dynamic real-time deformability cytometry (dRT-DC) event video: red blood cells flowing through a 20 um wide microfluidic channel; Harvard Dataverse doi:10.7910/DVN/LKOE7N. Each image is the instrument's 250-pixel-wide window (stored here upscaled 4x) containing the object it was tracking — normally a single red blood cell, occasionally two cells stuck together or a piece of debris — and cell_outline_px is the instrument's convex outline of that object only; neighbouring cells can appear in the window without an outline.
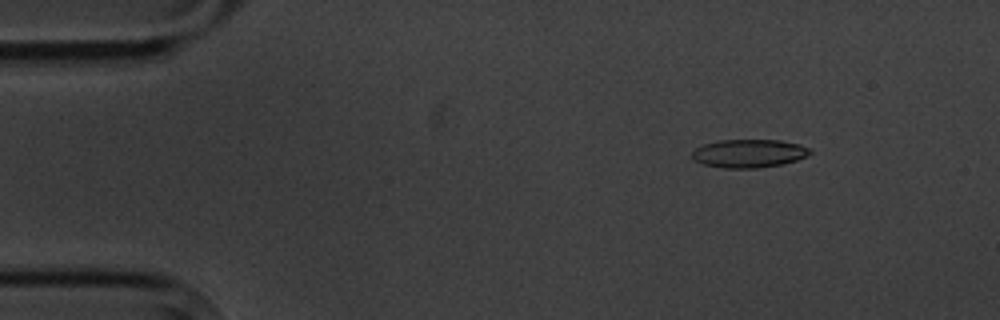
{"species": "common noctule bat (a hibernating species)", "species_latin": "Nyctalus noctula", "temperature_condition": "cold", "stored_images_in_passage": 7, "camera_frame_rate_fps": 3000, "um_per_image_px": 0.085, "animal": {"sex": "male", "body_mass_g": 20.1, "forearm_length_mm": 53.5}, "frame": {"image": 1, "passage_image": 2, "time_ms": 1.333, "image_size_px": [1000, 320], "cell_outline_px": [[812, 152], [796, 160], [784, 164], [756, 168], [724, 168], [704, 164], [696, 160], [692, 156], [692, 152], [696, 148], [704, 144], [720, 140], [780, 140], [800, 144], [808, 148]], "centroid_in_image_um": [63.66, 13.04], "position_along_channel_um": 21.3, "area_um2": 19.25}}
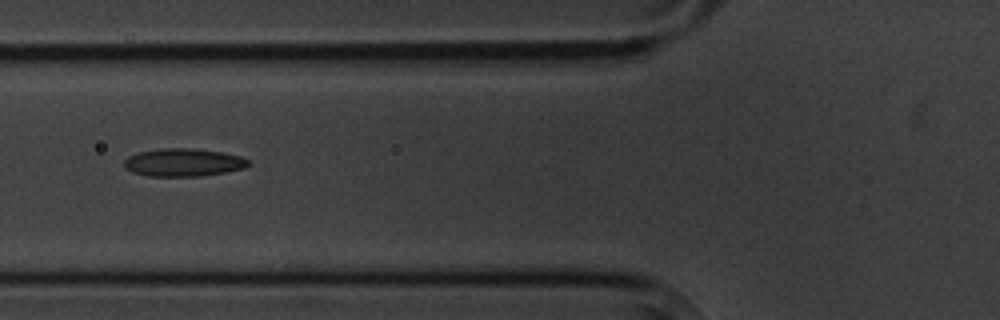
{"frame": {"image": 2, "passage_image": 6, "time_ms": 6.0, "image_size_px": [1000, 320], "cell_outline_px": [[252, 164], [244, 168], [224, 172], [200, 176], [148, 176], [132, 172], [124, 168], [124, 160], [128, 156], [140, 152], [164, 148], [192, 148], [220, 152], [240, 156], [248, 160]], "centroid_in_image_um": [15.57, 13.81], "position_along_channel_um": 110.2, "area_um2": 20.11}}
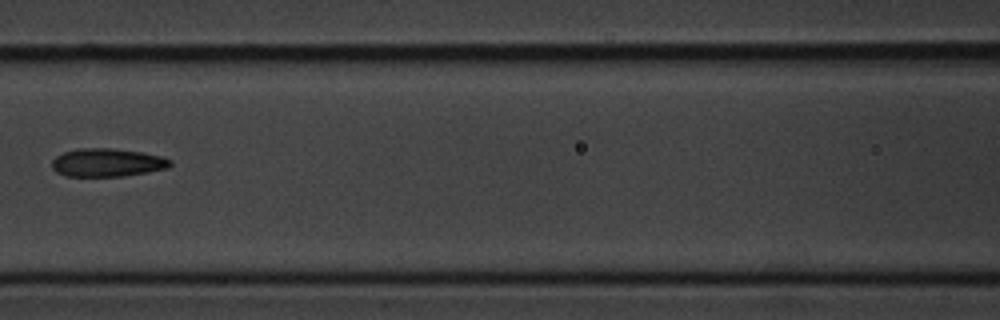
{"frame": {"image": 3, "passage_image": 7, "time_ms": 7.333, "image_size_px": [1000, 320], "cell_outline_px": [[172, 164], [168, 168], [148, 172], [124, 176], [64, 176], [56, 172], [52, 168], [52, 160], [56, 156], [64, 152], [80, 148], [112, 148], [140, 152], [164, 156], [172, 160]], "centroid_in_image_um": [9.13, 13.82], "position_along_channel_um": 157.5, "area_um2": 19.59}}